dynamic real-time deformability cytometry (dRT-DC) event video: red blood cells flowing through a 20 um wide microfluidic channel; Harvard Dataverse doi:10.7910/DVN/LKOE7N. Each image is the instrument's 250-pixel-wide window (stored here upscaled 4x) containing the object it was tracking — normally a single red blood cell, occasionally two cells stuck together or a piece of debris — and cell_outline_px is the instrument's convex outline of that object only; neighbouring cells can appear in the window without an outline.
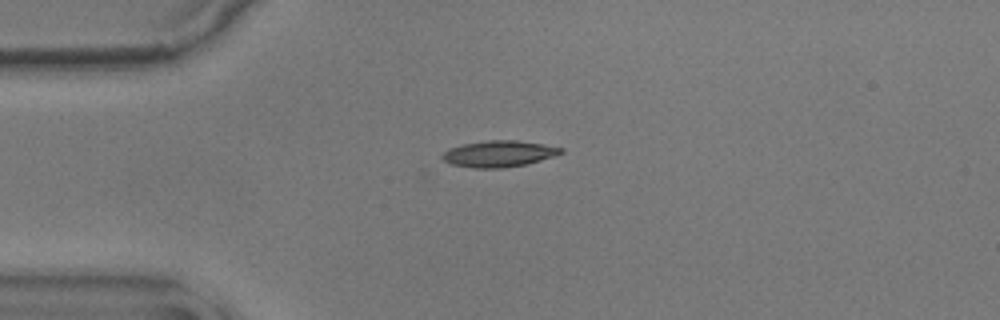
{"species": "common noctule bat (a hibernating species)", "species_latin": "Nyctalus noctula", "temperature_condition": "warm", "stored_images_in_passage": 43, "camera_frame_rate_fps": 3000, "um_per_image_px": 0.085, "animal": {"sex": "male", "body_mass_g": 17.9}, "frame": {"image": 1, "passage_image": 1, "time_ms": 0.0, "image_size_px": [1000, 320], "cell_outline_px": [[564, 152], [556, 156], [524, 164], [504, 168], [472, 168], [452, 164], [444, 160], [440, 156], [448, 148], [464, 144], [488, 140], [516, 140], [544, 144], [564, 148]], "centroid_in_image_um": [42.42, 13.07], "position_along_channel_um": 42.6, "area_um2": 18.21}}
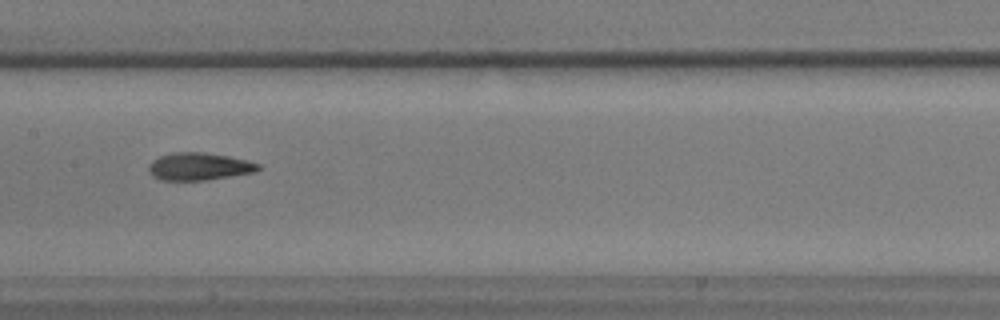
{"frame": {"image": 2, "passage_image": 15, "time_ms": 4.667, "image_size_px": [1000, 320], "cell_outline_px": [[260, 168], [256, 172], [204, 180], [160, 180], [152, 176], [148, 172], [148, 164], [152, 160], [160, 156], [172, 152], [204, 152], [228, 156], [248, 160], [260, 164]], "centroid_in_image_um": [16.89, 14.14], "position_along_channel_um": 190.5, "area_um2": 17.69}}
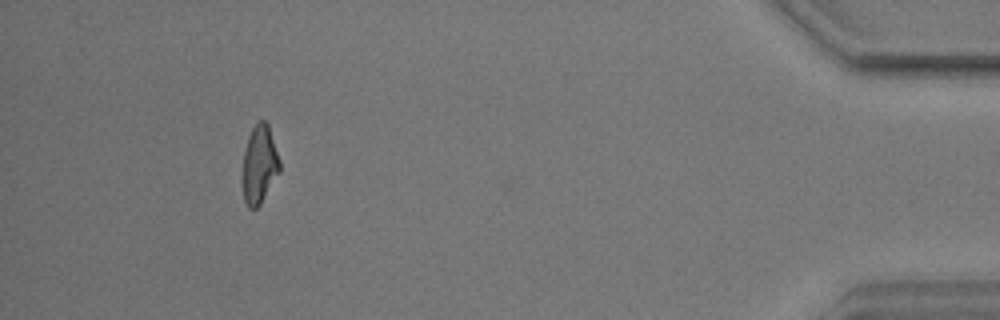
{"frame": {"image": 3, "passage_image": 39, "time_ms": 12.667, "image_size_px": [1000, 320], "cell_outline_px": [[280, 172], [260, 204], [256, 208], [248, 208], [244, 200], [240, 180], [240, 176], [244, 152], [248, 136], [256, 120], [264, 120], [268, 124], [280, 160]], "centroid_in_image_um": [22.01, 13.99], "position_along_channel_um": 413.2, "area_um2": 17.46}, "authors_computed_cell_mechanics": {"area_um2": 17.5712, "velocity_mm_per_s": 3.5874, "shape_relaxation_time_tau1_ms": 3.8197, "shape_relaxation_time_tau2_ms": 2.595, "deformation_change_tau1": 0.1526, "deformation_change_tau2": 0.098}}